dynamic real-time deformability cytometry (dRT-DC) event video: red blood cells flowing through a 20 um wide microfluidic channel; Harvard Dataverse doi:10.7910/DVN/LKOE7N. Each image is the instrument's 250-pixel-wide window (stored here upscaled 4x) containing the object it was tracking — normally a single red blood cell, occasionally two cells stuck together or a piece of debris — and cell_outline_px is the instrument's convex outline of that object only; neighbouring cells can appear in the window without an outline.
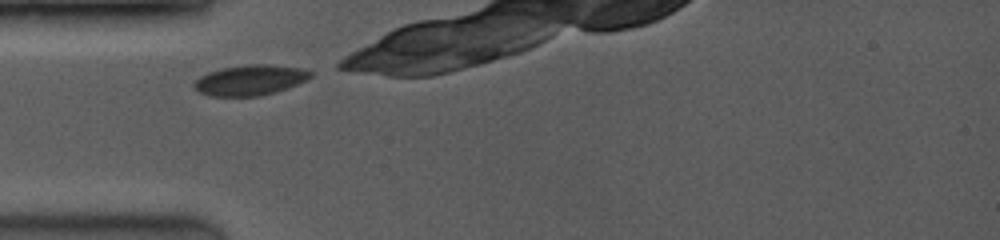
{"species": "common noctule bat (a hibernating species)", "species_latin": "Nyctalus noctula", "temperature_condition": "room temperature", "stored_images_in_passage": 4, "camera_frame_rate_fps": 3500, "um_per_image_px": 0.085, "animal": {"sex": "female", "body_mass_g": 19.0, "forearm_length_mm": 53.3}, "frame": {"image": 1, "passage_image": 1, "time_ms": 0.0, "image_size_px": [1000, 240], "cell_outline_px": [[312, 76], [308, 80], [276, 92], [260, 96], [212, 96], [200, 92], [192, 84], [200, 76], [208, 72], [220, 68], [248, 64], [268, 64], [300, 68], [312, 72]], "centroid_in_image_um": [21.27, 6.8], "position_along_channel_um": 63.7, "area_um2": 20.63}}
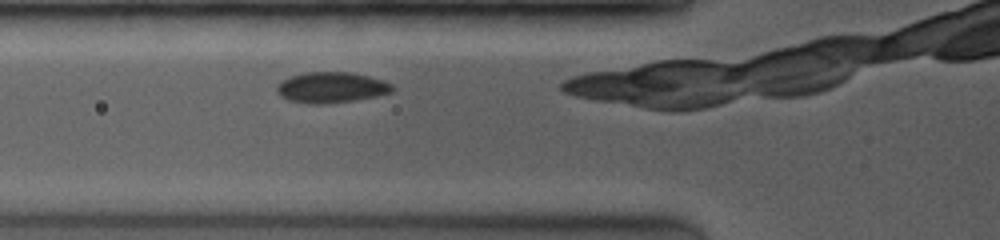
{"frame": {"image": 2, "passage_image": 4, "time_ms": 0.857, "image_size_px": [1000, 240], "cell_outline_px": [[396, 88], [392, 92], [356, 100], [320, 104], [308, 104], [288, 100], [280, 96], [276, 92], [276, 88], [284, 80], [292, 76], [304, 72], [352, 72], [368, 76], [392, 84]], "centroid_in_image_um": [28.16, 7.44], "position_along_channel_um": 97.6, "area_um2": 20.58}}